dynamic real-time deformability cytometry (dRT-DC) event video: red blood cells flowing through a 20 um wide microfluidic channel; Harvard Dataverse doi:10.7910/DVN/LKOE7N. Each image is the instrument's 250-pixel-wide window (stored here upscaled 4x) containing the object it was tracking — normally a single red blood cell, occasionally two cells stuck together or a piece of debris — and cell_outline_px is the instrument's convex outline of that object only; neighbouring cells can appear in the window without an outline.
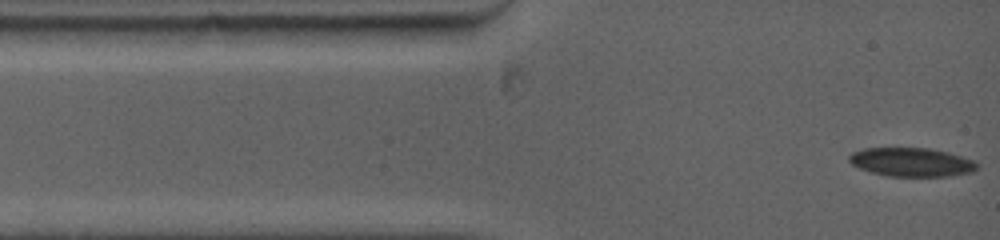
{"species": "common noctule bat (a hibernating species)", "species_latin": "Nyctalus noctula", "temperature_condition": "warm", "stored_images_in_passage": 61, "camera_frame_rate_fps": 5000, "um_per_image_px": 0.085, "animal": {"sex": "female", "body_mass_g": 19.0, "forearm_length_mm": 53.3}, "frame": {"image": 1, "passage_image": 1, "time_ms": 0.0, "image_size_px": [1000, 240], "cell_outline_px": [[980, 168], [972, 172], [948, 176], [888, 176], [872, 172], [860, 168], [852, 164], [848, 160], [848, 156], [852, 152], [864, 148], [928, 148], [948, 152], [976, 160]], "centroid_in_image_um": [77.52, 13.78], "position_along_channel_um": 7.5, "area_um2": 21.56}}
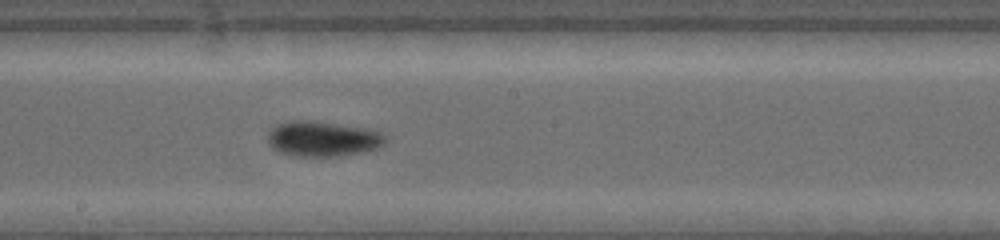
{"frame": {"image": 2, "passage_image": 27, "time_ms": 6.6, "image_size_px": [1000, 240], "cell_outline_px": [[384, 144], [380, 148], [360, 152], [332, 156], [296, 156], [284, 152], [268, 144], [268, 132], [272, 128], [280, 124], [292, 120], [316, 120], [360, 128], [380, 132], [384, 136]], "centroid_in_image_um": [27.41, 11.79], "position_along_channel_um": 220.8, "area_um2": 23.58}}
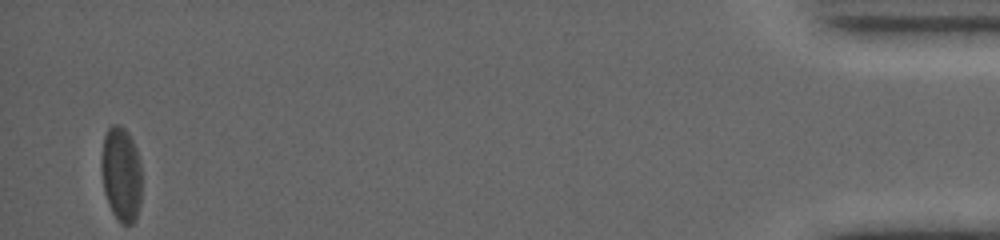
{"frame": {"image": 3, "passage_image": 61, "time_ms": 15.2, "image_size_px": [1000, 240], "cell_outline_px": [[140, 204], [136, 216], [132, 224], [120, 224], [112, 212], [108, 204], [104, 192], [100, 172], [100, 160], [104, 136], [108, 128], [112, 124], [120, 124], [128, 132], [136, 148], [140, 160]], "centroid_in_image_um": [10.27, 14.78], "position_along_channel_um": 424.9, "area_um2": 22.6}, "authors_computed_cell_mechanics": {"area_um2": 22.6576, "velocity_mm_per_s": 3.907, "shape_relaxation_time_tau1_ms": 9.5074, "shape_relaxation_time_tau2_ms": 1.4767, "deformation_change_tau1": 0.157, "deformation_change_tau2": 0.0392}}